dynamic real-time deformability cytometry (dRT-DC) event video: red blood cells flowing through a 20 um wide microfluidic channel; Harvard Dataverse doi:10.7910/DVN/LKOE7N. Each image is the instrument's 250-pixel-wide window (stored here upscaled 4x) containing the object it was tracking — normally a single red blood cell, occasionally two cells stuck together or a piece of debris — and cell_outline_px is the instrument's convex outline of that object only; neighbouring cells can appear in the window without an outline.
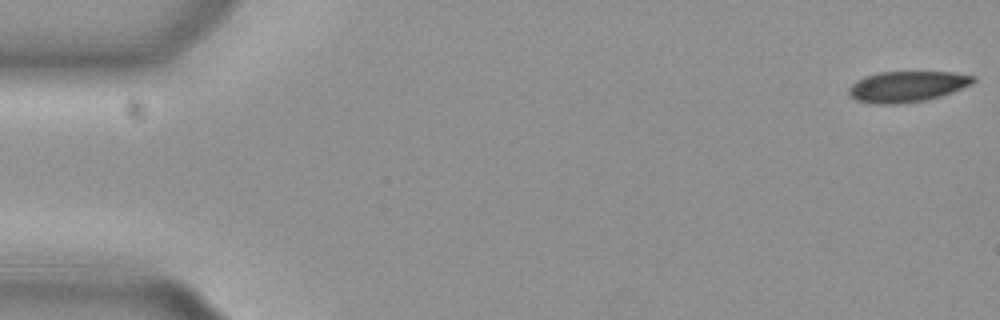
{"species": "common noctule bat (a hibernating species)", "species_latin": "Nyctalus noctula", "temperature_condition": "cold", "stored_images_in_passage": 19, "camera_frame_rate_fps": 3000, "um_per_image_px": 0.085, "animal": {"sex": "female", "body_mass_g": 29.2, "forearm_length_mm": 56.3}, "frame": {"image": 1, "passage_image": 1, "time_ms": 0.0, "image_size_px": [1000, 320], "cell_outline_px": [[976, 80], [972, 84], [952, 92], [940, 96], [924, 100], [896, 104], [872, 104], [856, 100], [848, 92], [848, 88], [856, 80], [864, 76], [880, 72], [952, 72], [976, 76]], "centroid_in_image_um": [77.09, 7.35], "position_along_channel_um": 7.9, "area_um2": 22.37}}
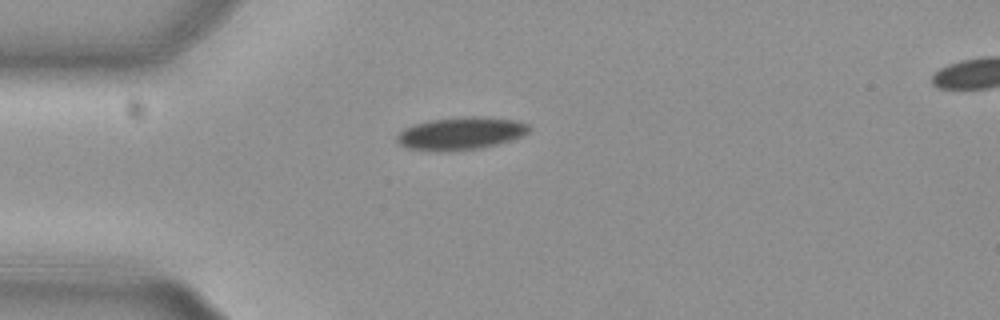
{"frame": {"image": 2, "passage_image": 14, "time_ms": 4.333, "image_size_px": [1000, 320], "cell_outline_px": [[528, 132], [520, 136], [496, 144], [476, 148], [408, 148], [400, 144], [396, 140], [396, 136], [404, 128], [412, 124], [428, 120], [464, 116], [488, 116], [516, 120], [528, 124]], "centroid_in_image_um": [39.18, 11.26], "position_along_channel_um": 45.8, "area_um2": 24.1}}